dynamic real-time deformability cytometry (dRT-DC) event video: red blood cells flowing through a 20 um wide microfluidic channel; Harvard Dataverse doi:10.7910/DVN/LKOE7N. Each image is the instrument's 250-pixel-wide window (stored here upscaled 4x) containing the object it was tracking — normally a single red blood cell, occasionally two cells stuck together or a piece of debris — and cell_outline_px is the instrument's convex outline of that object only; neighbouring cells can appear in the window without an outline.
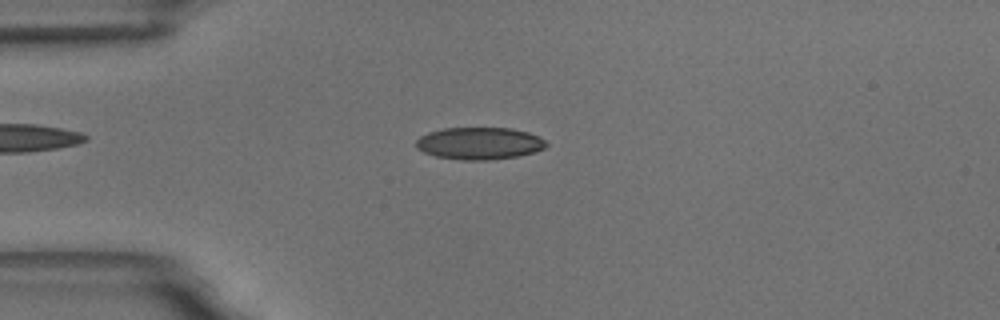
{"species": "common noctule bat (a hibernating species)", "species_latin": "Nyctalus noctula", "temperature_condition": "room temperature", "stored_images_in_passage": 57, "camera_frame_rate_fps": 3000, "um_per_image_px": 0.085, "animal": {"sex": "male", "body_mass_g": 18.8}, "frame": {"image": 1, "passage_image": 14, "time_ms": 4.333, "image_size_px": [1000, 320], "cell_outline_px": [[548, 144], [544, 148], [532, 152], [516, 156], [488, 160], [464, 160], [436, 156], [424, 152], [416, 148], [416, 140], [420, 136], [428, 132], [444, 128], [512, 128], [528, 132], [544, 140]], "centroid_in_image_um": [40.71, 12.18], "position_along_channel_um": 44.3, "area_um2": 24.22}}
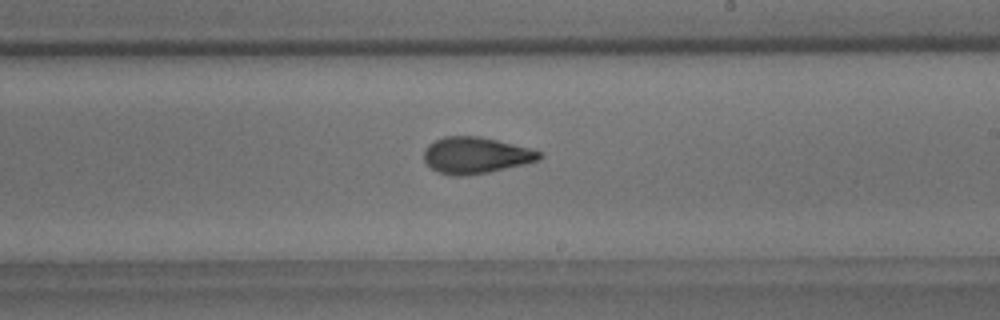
{"frame": {"image": 2, "passage_image": 33, "time_ms": 10.667, "image_size_px": [1000, 320], "cell_outline_px": [[544, 156], [540, 160], [524, 164], [488, 172], [464, 176], [452, 176], [440, 172], [432, 168], [424, 160], [424, 152], [428, 144], [444, 136], [480, 136], [532, 148], [540, 152]], "centroid_in_image_um": [40.47, 13.19], "position_along_channel_um": 248.5, "area_um2": 24.51}}
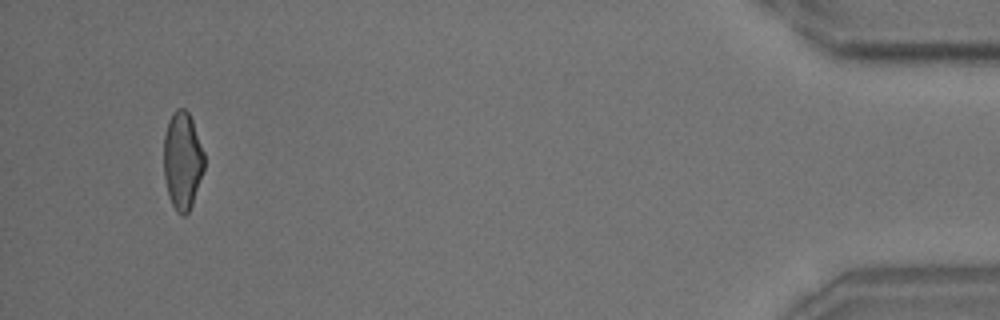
{"frame": {"image": 3, "passage_image": 54, "time_ms": 17.667, "image_size_px": [1000, 320], "cell_outline_px": [[204, 168], [192, 204], [188, 212], [184, 216], [180, 216], [176, 212], [168, 196], [164, 176], [164, 136], [168, 120], [172, 112], [176, 108], [184, 108], [188, 112], [192, 120], [204, 152]], "centroid_in_image_um": [15.49, 13.65], "position_along_channel_um": 419.7, "area_um2": 23.12}, "authors_computed_cell_mechanics": {"area_um2": 23.8136, "velocity_mm_per_s": 3.5158, "shape_relaxation_time_tau1_ms": 5.8623, "shape_relaxation_time_tau2_ms": 1.3817, "deformation_change_tau1": 0.1602, "deformation_change_tau2": 0.0741}}